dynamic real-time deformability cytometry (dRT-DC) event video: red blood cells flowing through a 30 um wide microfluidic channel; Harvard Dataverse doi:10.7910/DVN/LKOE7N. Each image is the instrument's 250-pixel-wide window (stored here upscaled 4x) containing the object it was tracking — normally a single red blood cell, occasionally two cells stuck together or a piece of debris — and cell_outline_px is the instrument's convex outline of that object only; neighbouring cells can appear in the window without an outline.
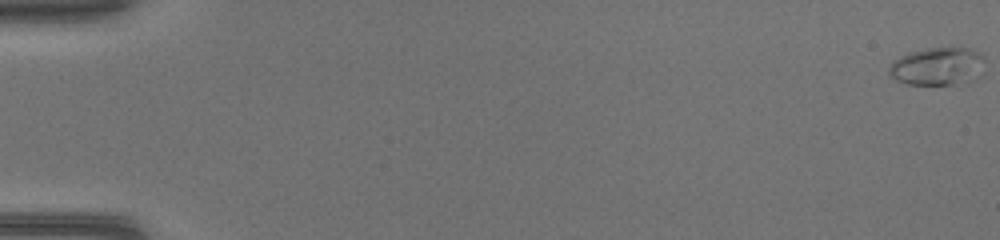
{"species": "common noctule bat (a hibernating species)", "species_latin": "Nyctalus noctula", "temperature_condition": "warm", "stored_images_in_passage": 16, "camera_frame_rate_fps": 3000, "um_per_image_px": 0.085, "animal": {"sex": "female", "body_mass_g": 17.0, "forearm_length_mm": 48.0}, "frame": {"image": 1, "passage_image": 1, "time_ms": 0.0, "image_size_px": [1000, 240], "cell_outline_px": [[984, 60], [980, 76], [976, 80], [968, 84], [908, 84], [896, 80], [888, 76], [888, 68], [892, 60], [908, 52], [928, 48], [968, 48], [984, 56]], "centroid_in_image_um": [79.68, 5.66], "position_along_channel_um": 5.3, "area_um2": 21.56}}
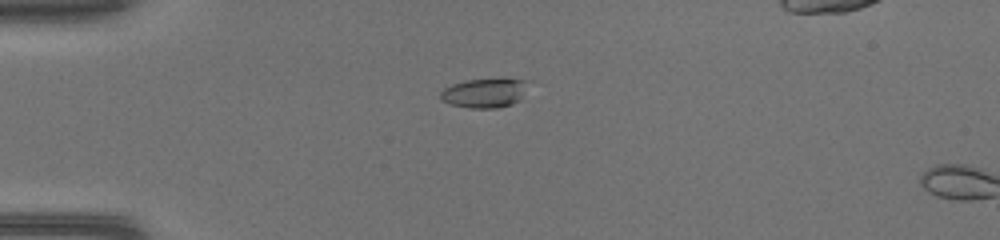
{"frame": {"image": 2, "passage_image": 14, "time_ms": 4.333, "image_size_px": [1000, 240], "cell_outline_px": [[524, 84], [520, 100], [512, 104], [496, 108], [468, 108], [448, 104], [440, 100], [440, 92], [444, 88], [452, 84], [464, 80], [524, 80]], "centroid_in_image_um": [41.05, 7.94], "position_along_channel_um": 44.0, "area_um2": 14.51}}